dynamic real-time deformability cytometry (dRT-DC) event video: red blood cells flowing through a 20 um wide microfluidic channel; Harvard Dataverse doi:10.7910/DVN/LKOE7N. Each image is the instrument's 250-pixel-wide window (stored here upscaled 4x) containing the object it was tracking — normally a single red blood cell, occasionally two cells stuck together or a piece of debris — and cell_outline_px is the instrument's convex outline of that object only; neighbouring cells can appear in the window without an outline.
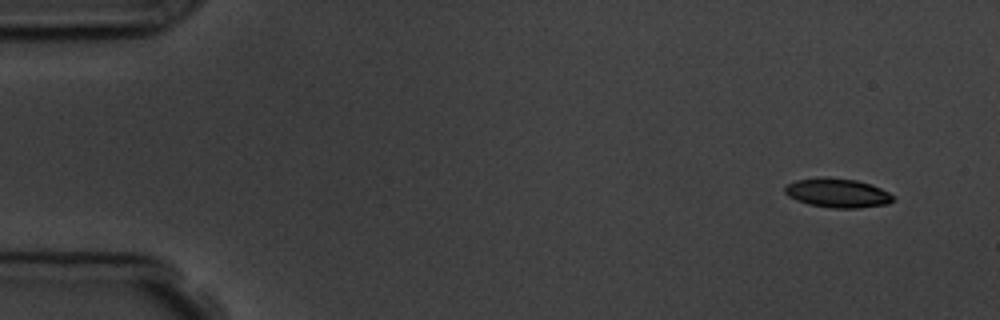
{"species": "common noctule bat (a hibernating species)", "species_latin": "Nyctalus noctula", "temperature_condition": "room temperature", "stored_images_in_passage": 7, "camera_frame_rate_fps": 3000, "um_per_image_px": 0.085, "animal": {"sex": "male", "body_mass_g": 19.5, "forearm_length_mm": 54.6}, "frame": {"image": 1, "passage_image": 1, "time_ms": 0.0, "image_size_px": [1000, 320], "cell_outline_px": [[896, 196], [888, 204], [856, 208], [832, 208], [808, 204], [796, 200], [788, 196], [784, 192], [784, 188], [788, 184], [796, 180], [820, 176], [856, 180], [880, 188]], "centroid_in_image_um": [71.16, 16.4], "position_along_channel_um": 13.8, "area_um2": 18.38}}
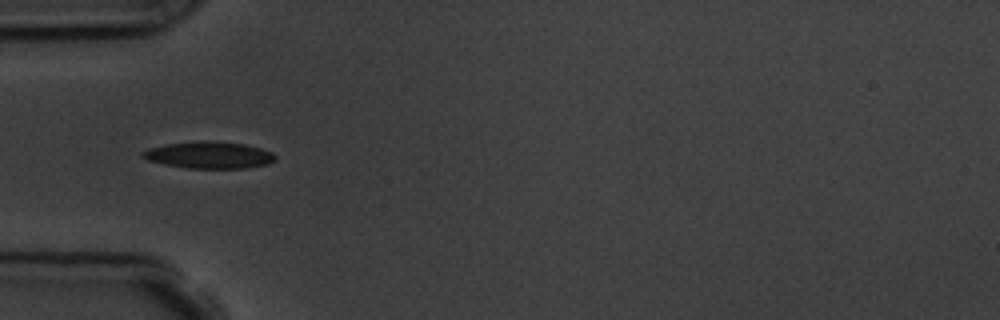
{"frame": {"image": 2, "passage_image": 5, "time_ms": 4.667, "image_size_px": [1000, 320], "cell_outline_px": [[276, 160], [268, 164], [244, 168], [188, 168], [164, 164], [148, 160], [140, 156], [140, 152], [148, 148], [168, 144], [244, 144], [260, 148], [272, 152], [276, 156]], "centroid_in_image_um": [17.78, 13.24], "position_along_channel_um": 67.2, "area_um2": 19.59}}